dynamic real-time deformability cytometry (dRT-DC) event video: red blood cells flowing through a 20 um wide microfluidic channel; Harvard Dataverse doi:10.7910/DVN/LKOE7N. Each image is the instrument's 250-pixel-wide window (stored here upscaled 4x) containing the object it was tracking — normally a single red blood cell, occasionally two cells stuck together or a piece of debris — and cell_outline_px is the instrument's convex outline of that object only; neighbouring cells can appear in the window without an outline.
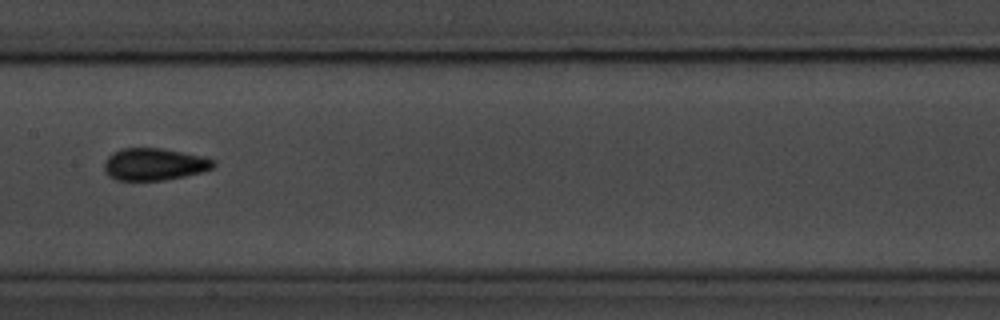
{"species": "common noctule bat (a hibernating species)", "species_latin": "Nyctalus noctula", "temperature_condition": "room temperature", "stored_images_in_passage": 11, "camera_frame_rate_fps": 3000, "um_per_image_px": 0.085, "animal": {"sex": "male", "body_mass_g": 20.1, "forearm_length_mm": 53.5}, "frame": {"image": 1, "passage_image": 4, "time_ms": 3.333, "image_size_px": [1000, 320], "cell_outline_px": [[216, 164], [212, 168], [200, 172], [184, 176], [164, 180], [116, 180], [108, 176], [104, 172], [104, 160], [112, 152], [120, 148], [164, 148], [208, 156], [216, 160]], "centroid_in_image_um": [13.12, 13.94], "position_along_channel_um": 194.3, "area_um2": 20.92}}